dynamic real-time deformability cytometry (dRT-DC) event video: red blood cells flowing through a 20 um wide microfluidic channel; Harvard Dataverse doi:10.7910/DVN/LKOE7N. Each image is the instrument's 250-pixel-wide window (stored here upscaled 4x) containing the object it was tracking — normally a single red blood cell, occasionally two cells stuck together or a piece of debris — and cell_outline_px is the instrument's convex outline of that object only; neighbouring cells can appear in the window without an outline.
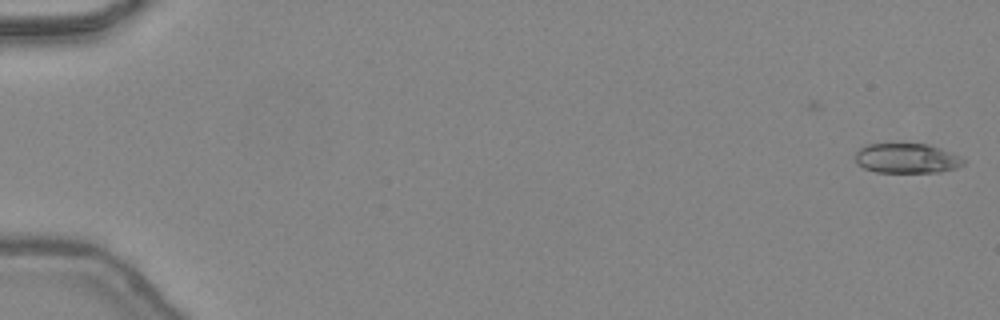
{"species": "common noctule bat (a hibernating species)", "species_latin": "Nyctalus noctula", "temperature_condition": "warm", "stored_images_in_passage": 2, "camera_frame_rate_fps": 3000, "um_per_image_px": 0.085, "animal": {"sex": "female", "body_mass_g": 24.6, "forearm_length_mm": 56.2}, "frame": {"image": 1, "passage_image": 2, "time_ms": 0.333, "image_size_px": [1000, 320], "cell_outline_px": [[964, 164], [956, 168], [940, 172], [876, 172], [864, 168], [856, 164], [856, 152], [860, 148], [868, 144], [928, 144], [940, 148], [960, 156], [964, 160]], "centroid_in_image_um": [77.07, 13.46], "position_along_channel_um": 7.9, "area_um2": 18.73}}